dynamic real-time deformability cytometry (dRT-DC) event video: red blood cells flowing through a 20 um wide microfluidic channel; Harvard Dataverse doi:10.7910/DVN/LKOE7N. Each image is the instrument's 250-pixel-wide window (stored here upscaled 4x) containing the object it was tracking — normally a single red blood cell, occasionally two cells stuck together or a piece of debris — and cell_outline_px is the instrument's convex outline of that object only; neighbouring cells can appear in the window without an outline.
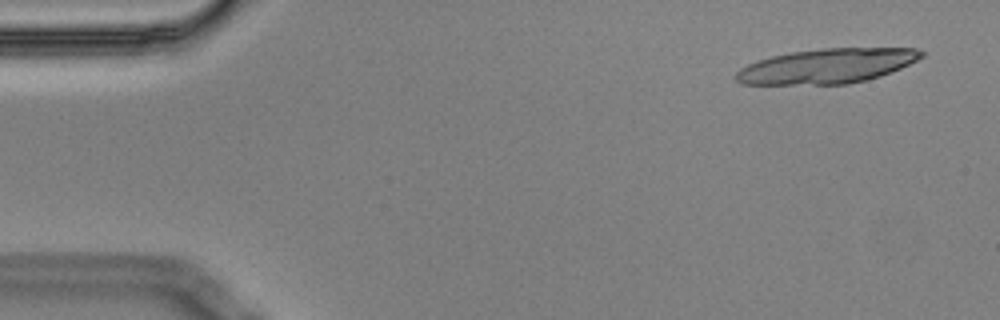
{"species": "Egyptian fruit bat (a non-hibernating species)", "species_latin": "Rousettus aegyptiacus", "temperature_condition": "cold", "stored_images_in_passage": 6, "camera_frame_rate_fps": 3000, "um_per_image_px": 0.085, "animal": {"sex": "male"}, "frame": {"image": 1, "passage_image": 1, "time_ms": 0.0, "image_size_px": [1000, 320], "cell_outline_px": [[924, 56], [900, 68], [880, 76], [868, 80], [848, 84], [740, 84], [736, 80], [736, 72], [740, 68], [756, 60], [772, 56], [792, 52], [820, 48], [916, 48], [924, 52]], "centroid_in_image_um": [70.28, 5.61], "position_along_channel_um": 14.7, "area_um2": 37.45}}
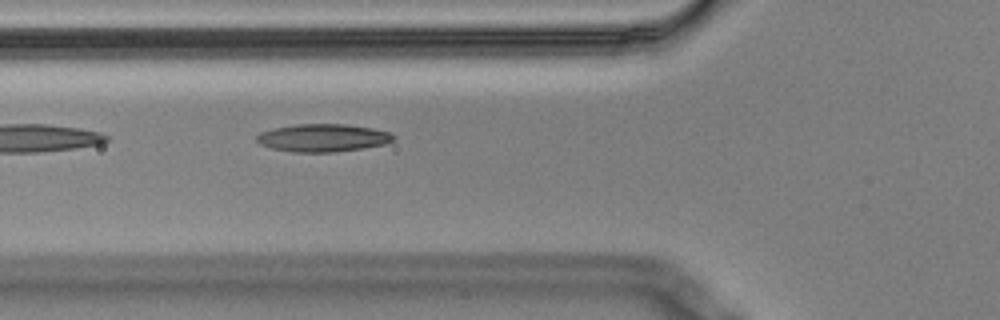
{"frame": {"image": 2, "passage_image": 6, "time_ms": 1.667, "image_size_px": [1000, 320], "cell_outline_px": [[396, 140], [384, 144], [364, 148], [336, 152], [292, 152], [272, 148], [260, 144], [256, 140], [256, 136], [260, 132], [272, 128], [296, 124], [344, 124], [372, 128], [388, 132], [396, 136]], "centroid_in_image_um": [27.45, 11.72], "position_along_channel_um": 98.4, "area_um2": 22.25}}